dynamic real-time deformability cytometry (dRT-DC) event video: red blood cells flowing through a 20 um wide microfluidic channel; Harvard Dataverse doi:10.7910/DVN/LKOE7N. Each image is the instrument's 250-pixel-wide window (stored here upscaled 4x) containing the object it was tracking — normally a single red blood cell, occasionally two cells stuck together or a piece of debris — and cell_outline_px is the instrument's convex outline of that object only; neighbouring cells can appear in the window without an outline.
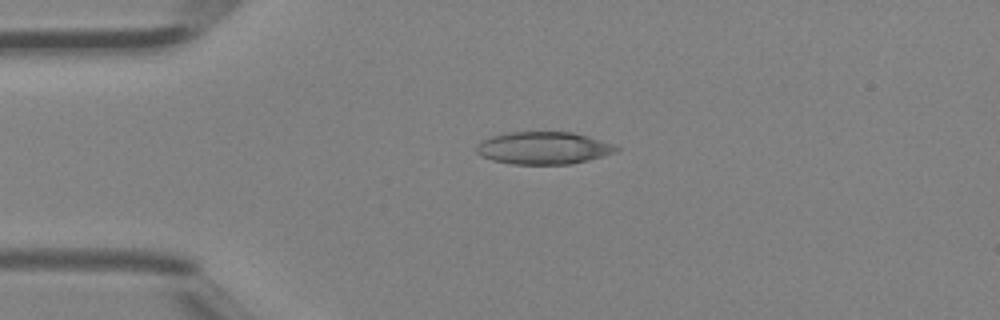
{"species": "Egyptian fruit bat (a non-hibernating species)", "species_latin": "Rousettus aegyptiacus", "temperature_condition": "room temperature", "stored_images_in_passage": 4, "camera_frame_rate_fps": 3000, "um_per_image_px": 0.085, "animal": {"sex": "female"}, "frame": {"image": 1, "passage_image": 3, "time_ms": 0.667, "image_size_px": [1000, 320], "cell_outline_px": [[620, 148], [612, 152], [588, 160], [572, 164], [512, 164], [492, 160], [480, 156], [476, 152], [476, 144], [488, 136], [508, 132], [572, 132], [588, 136], [612, 144]], "centroid_in_image_um": [46.11, 12.57], "position_along_channel_um": 38.9, "area_um2": 26.36}}